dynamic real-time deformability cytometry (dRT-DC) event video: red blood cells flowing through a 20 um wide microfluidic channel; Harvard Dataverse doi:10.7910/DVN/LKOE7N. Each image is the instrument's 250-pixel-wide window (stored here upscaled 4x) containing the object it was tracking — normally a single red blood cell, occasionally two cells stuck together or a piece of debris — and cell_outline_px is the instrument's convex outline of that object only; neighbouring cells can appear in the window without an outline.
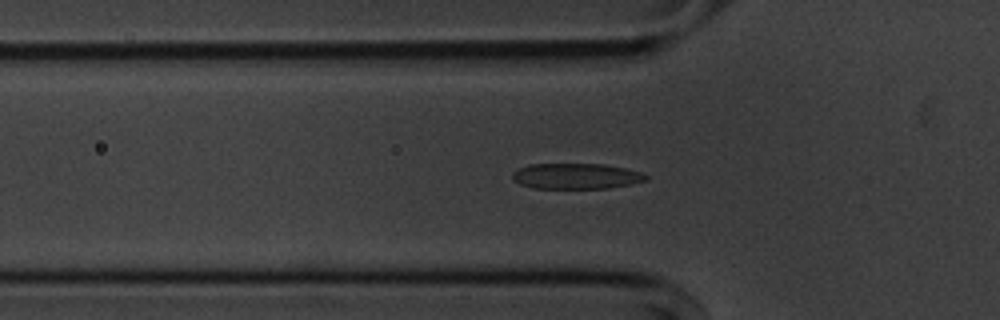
{"species": "common noctule bat (a hibernating species)", "species_latin": "Nyctalus noctula", "temperature_condition": "cold", "stored_images_in_passage": 56, "segment_of_instrument_passage": [1, 2], "camera_frame_rate_fps": 3000, "um_per_image_px": 0.085, "animal": {"sex": "male", "body_mass_g": 20.1, "forearm_length_mm": 53.5}, "frame": {"image": 1, "passage_image": 18, "time_ms": 5.667, "image_size_px": [1000, 320], "cell_outline_px": [[648, 180], [632, 184], [608, 188], [532, 188], [520, 184], [512, 180], [512, 172], [528, 164], [604, 164], [624, 168], [640, 172], [648, 176]], "centroid_in_image_um": [48.96, 14.97], "position_along_channel_um": 76.8, "area_um2": 20.0}}
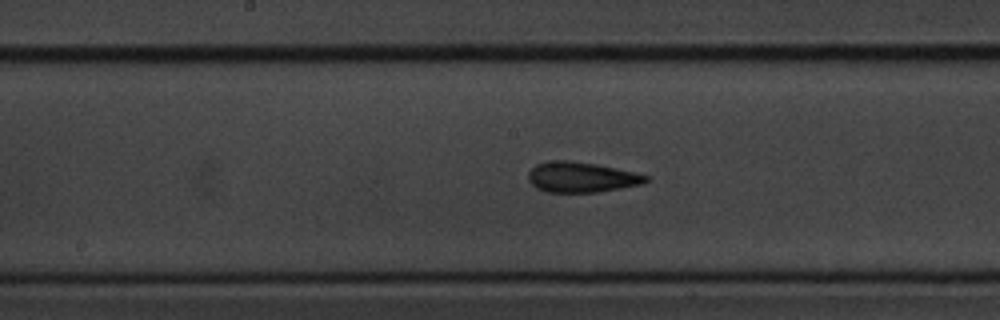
{"frame": {"image": 2, "passage_image": 28, "time_ms": 9.0, "image_size_px": [1000, 320], "cell_outline_px": [[648, 180], [644, 184], [596, 192], [548, 192], [536, 188], [528, 180], [528, 172], [536, 164], [552, 160], [568, 160], [596, 164], [616, 168], [648, 176]], "centroid_in_image_um": [49.39, 15.06], "position_along_channel_um": 198.8, "area_um2": 20.69}}
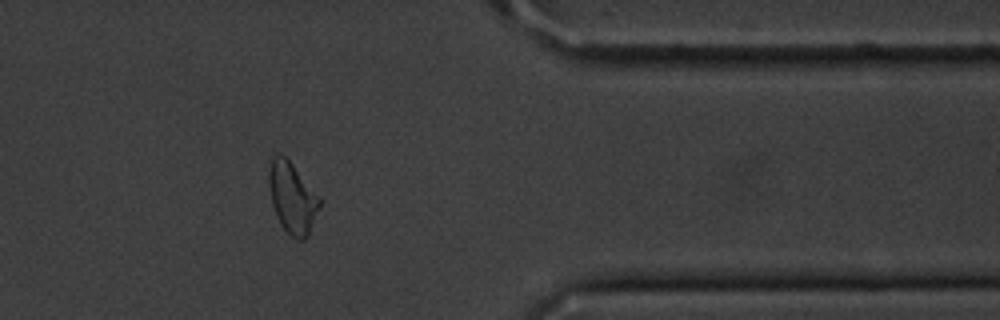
{"frame": {"image": 3, "passage_image": 45, "time_ms": 14.667, "image_size_px": [1000, 320], "cell_outline_px": [[320, 208], [308, 236], [304, 240], [296, 240], [280, 224], [276, 216], [272, 204], [268, 180], [268, 172], [272, 160], [280, 152], [292, 164], [320, 196]], "centroid_in_image_um": [24.86, 16.84], "position_along_channel_um": 386.5, "area_um2": 20.87}}